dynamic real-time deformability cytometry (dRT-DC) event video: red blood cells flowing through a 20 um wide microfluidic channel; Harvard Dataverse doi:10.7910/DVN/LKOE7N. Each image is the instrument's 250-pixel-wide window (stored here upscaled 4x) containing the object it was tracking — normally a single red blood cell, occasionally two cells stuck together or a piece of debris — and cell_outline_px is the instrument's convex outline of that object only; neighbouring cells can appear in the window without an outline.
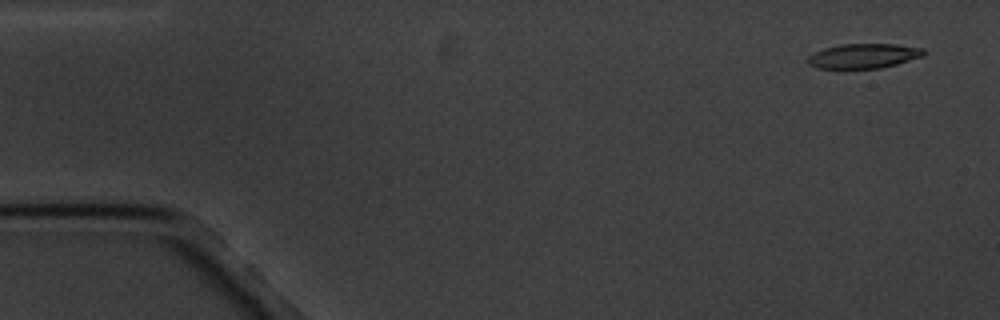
{"species": "common noctule bat (a hibernating species)", "species_latin": "Nyctalus noctula", "temperature_condition": "cold", "stored_images_in_passage": 5, "camera_frame_rate_fps": 3000, "um_per_image_px": 0.085, "animal": {"sex": "male", "body_mass_g": 20.1, "forearm_length_mm": 53.5}, "frame": {"image": 1, "passage_image": 1, "time_ms": 0.0, "image_size_px": [1000, 320], "cell_outline_px": [[924, 56], [896, 64], [880, 68], [816, 68], [808, 64], [808, 56], [824, 48], [840, 44], [896, 44], [924, 48]], "centroid_in_image_um": [73.42, 4.75], "position_along_channel_um": 11.6, "area_um2": 16.59}}
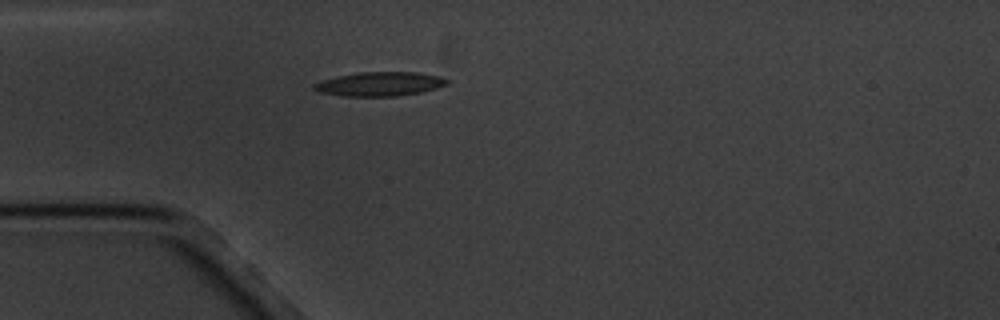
{"frame": {"image": 2, "passage_image": 5, "time_ms": 4.333, "image_size_px": [1000, 320], "cell_outline_px": [[448, 84], [436, 88], [420, 92], [396, 96], [340, 96], [320, 92], [312, 88], [312, 84], [336, 76], [356, 72], [416, 72], [440, 76], [448, 80]], "centroid_in_image_um": [32.25, 7.13], "position_along_channel_um": 52.7, "area_um2": 18.67}}